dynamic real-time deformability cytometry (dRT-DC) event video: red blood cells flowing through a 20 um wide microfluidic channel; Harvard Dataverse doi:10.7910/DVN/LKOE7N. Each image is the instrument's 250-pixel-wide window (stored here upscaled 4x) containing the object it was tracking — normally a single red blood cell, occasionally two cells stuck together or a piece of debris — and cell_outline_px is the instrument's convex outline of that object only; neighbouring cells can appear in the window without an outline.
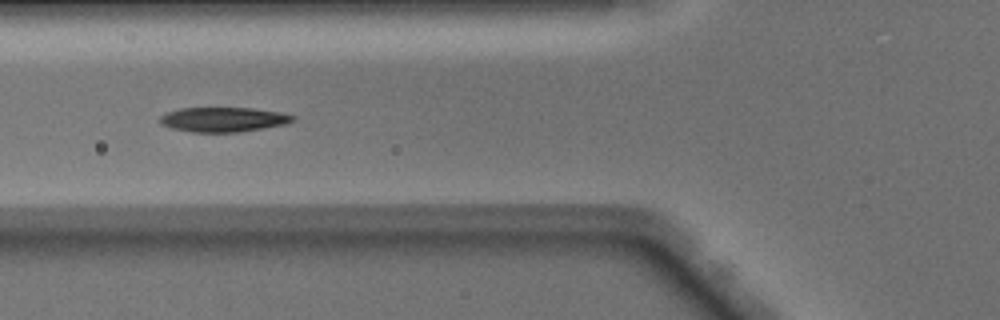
{"species": "Egyptian fruit bat (a non-hibernating species)", "species_latin": "Rousettus aegyptiacus", "temperature_condition": "warm", "stored_images_in_passage": 15, "camera_frame_rate_fps": 3000, "um_per_image_px": 0.085, "animal": {"sex": "male"}, "frame": {"image": 1, "passage_image": 5, "time_ms": 1.333, "image_size_px": [1000, 320], "cell_outline_px": [[296, 116], [288, 124], [236, 132], [192, 132], [172, 128], [160, 124], [160, 116], [168, 112], [180, 108], [252, 108], [280, 112]], "centroid_in_image_um": [18.98, 10.15], "position_along_channel_um": 106.8, "area_um2": 18.96}}
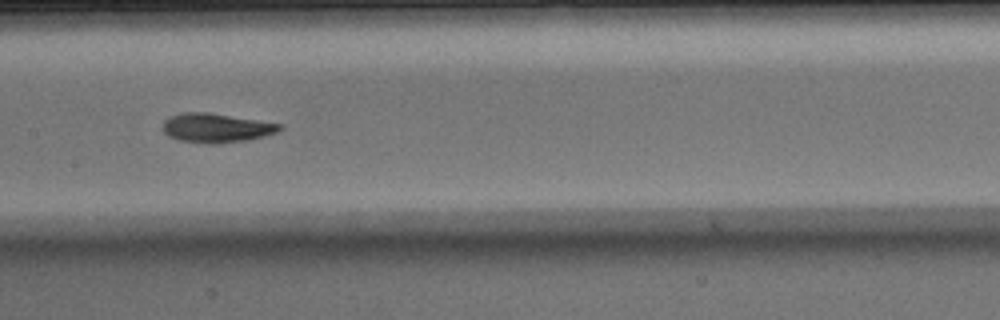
{"frame": {"image": 2, "passage_image": 11, "time_ms": 3.333, "image_size_px": [1000, 320], "cell_outline_px": [[284, 128], [276, 132], [264, 136], [248, 140], [216, 144], [208, 144], [176, 140], [168, 136], [164, 132], [164, 120], [168, 116], [184, 112], [208, 112], [284, 124]], "centroid_in_image_um": [18.39, 10.87], "position_along_channel_um": 189.0, "area_um2": 20.11}}